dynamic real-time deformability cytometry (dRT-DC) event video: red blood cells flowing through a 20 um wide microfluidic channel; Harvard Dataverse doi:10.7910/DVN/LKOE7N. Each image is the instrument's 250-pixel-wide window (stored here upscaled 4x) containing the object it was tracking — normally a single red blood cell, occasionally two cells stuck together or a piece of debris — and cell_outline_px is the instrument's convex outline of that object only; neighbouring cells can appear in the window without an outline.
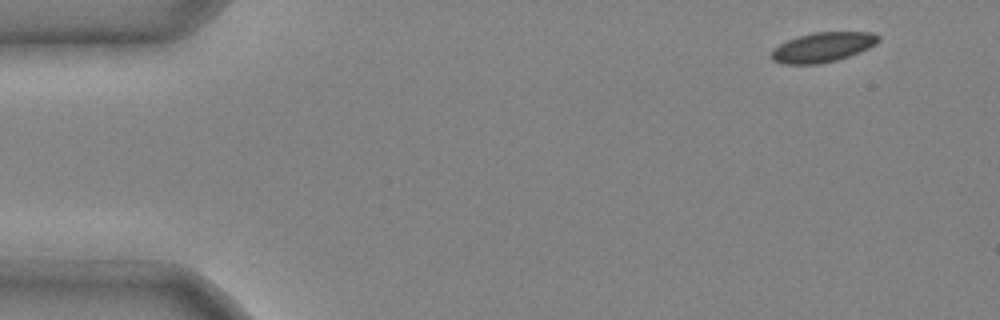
{"species": "common noctule bat (a hibernating species)", "species_latin": "Nyctalus noctula", "temperature_condition": "cold", "stored_images_in_passage": 4, "camera_frame_rate_fps": 3000, "um_per_image_px": 0.085, "animal": {"sex": "male", "body_mass_g": 20.4}, "frame": {"image": 1, "passage_image": 1, "time_ms": 0.0, "image_size_px": [1000, 320], "cell_outline_px": [[880, 40], [876, 44], [860, 52], [836, 60], [820, 64], [784, 64], [772, 60], [772, 48], [788, 40], [812, 32], [872, 32], [880, 36]], "centroid_in_image_um": [69.94, 4.01], "position_along_channel_um": 15.1, "area_um2": 18.5}}
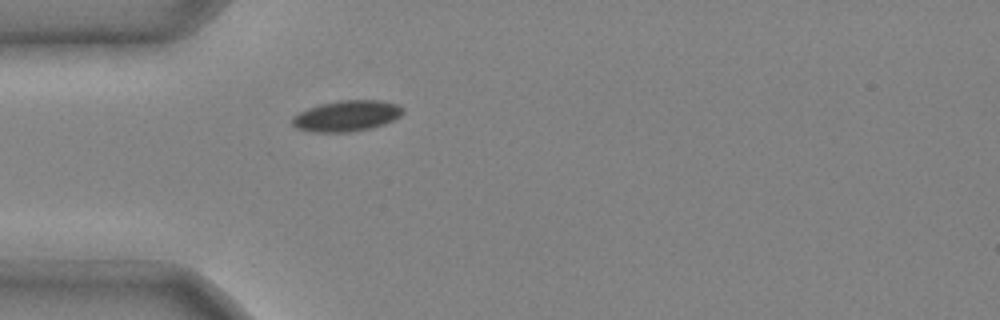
{"frame": {"image": 2, "passage_image": 4, "time_ms": 1.0, "image_size_px": [1000, 320], "cell_outline_px": [[404, 112], [400, 116], [384, 124], [372, 128], [348, 132], [312, 132], [296, 128], [292, 124], [292, 116], [308, 108], [320, 104], [340, 100], [380, 100], [396, 104], [404, 108]], "centroid_in_image_um": [29.46, 9.85], "position_along_channel_um": 55.5, "area_um2": 19.94}}